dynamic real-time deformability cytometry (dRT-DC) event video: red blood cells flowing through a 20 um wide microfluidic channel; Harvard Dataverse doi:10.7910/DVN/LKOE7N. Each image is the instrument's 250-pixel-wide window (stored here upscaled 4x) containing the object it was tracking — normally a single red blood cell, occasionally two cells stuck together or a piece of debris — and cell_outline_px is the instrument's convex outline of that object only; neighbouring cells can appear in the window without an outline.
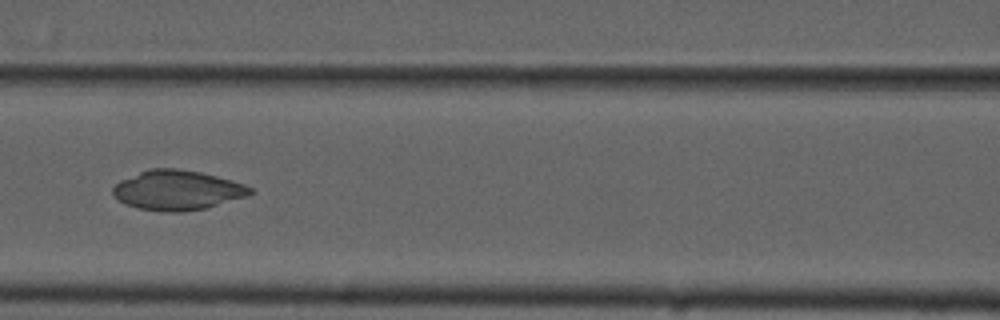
{"species": "common noctule bat (a hibernating species)", "species_latin": "Nyctalus noctula", "temperature_condition": "cold", "stored_images_in_passage": 55, "camera_frame_rate_fps": 3000, "um_per_image_px": 0.085, "animal": {"sex": "male", "forearm_length_mm": 52.5}, "frame": {"image": 1, "passage_image": 25, "time_ms": 8.0, "image_size_px": [1000, 320], "cell_outline_px": [[256, 192], [248, 196], [204, 208], [180, 212], [164, 212], [136, 208], [124, 204], [112, 192], [112, 188], [120, 180], [140, 172], [152, 168], [176, 168], [200, 172], [232, 180], [244, 184], [252, 188]], "centroid_in_image_um": [15.09, 16.17], "position_along_channel_um": 151.5, "area_um2": 31.73}}
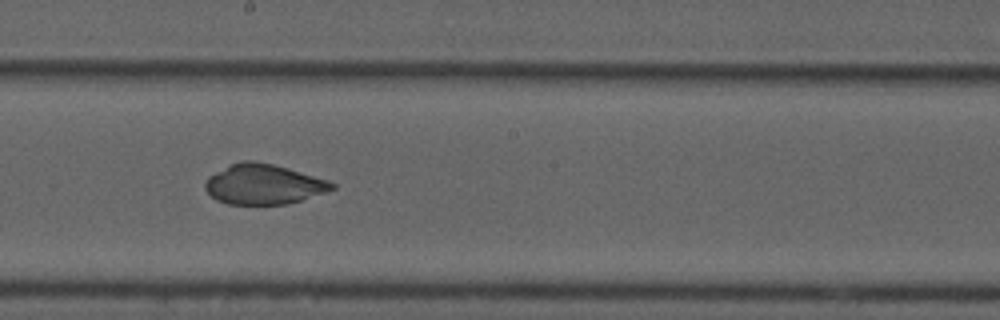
{"frame": {"image": 2, "passage_image": 31, "time_ms": 10.0, "image_size_px": [1000, 320], "cell_outline_px": [[336, 188], [288, 204], [228, 204], [216, 200], [204, 188], [204, 184], [208, 176], [228, 164], [244, 160], [256, 160], [288, 168], [328, 180], [336, 184]], "centroid_in_image_um": [22.36, 15.65], "position_along_channel_um": 225.8, "area_um2": 29.65}}
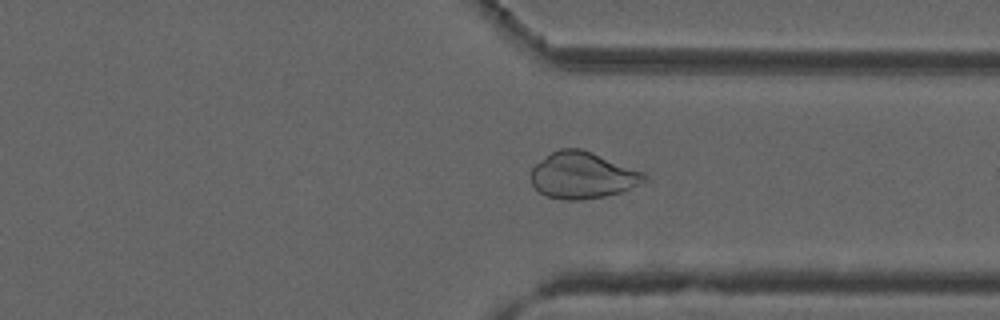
{"frame": {"image": 3, "passage_image": 42, "time_ms": 13.667, "image_size_px": [1000, 320], "cell_outline_px": [[648, 180], [620, 192], [604, 196], [580, 200], [564, 200], [548, 196], [540, 192], [532, 184], [528, 176], [532, 168], [536, 164], [552, 152], [560, 148], [580, 148], [592, 152], [644, 172], [648, 176]], "centroid_in_image_um": [49.5, 14.9], "position_along_channel_um": 361.9, "area_um2": 30.69}}